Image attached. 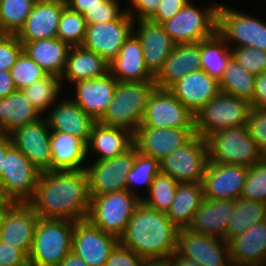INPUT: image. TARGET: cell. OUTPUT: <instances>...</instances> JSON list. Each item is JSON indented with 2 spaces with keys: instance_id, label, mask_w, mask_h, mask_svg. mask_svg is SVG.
<instances>
[{
  "instance_id": "1",
  "label": "cell",
  "mask_w": 266,
  "mask_h": 266,
  "mask_svg": "<svg viewBox=\"0 0 266 266\" xmlns=\"http://www.w3.org/2000/svg\"><path fill=\"white\" fill-rule=\"evenodd\" d=\"M91 196L86 170L41 172L29 202L40 218L87 219Z\"/></svg>"
},
{
  "instance_id": "2",
  "label": "cell",
  "mask_w": 266,
  "mask_h": 266,
  "mask_svg": "<svg viewBox=\"0 0 266 266\" xmlns=\"http://www.w3.org/2000/svg\"><path fill=\"white\" fill-rule=\"evenodd\" d=\"M178 231L166 213L140 202L119 242L145 260L169 259L177 250Z\"/></svg>"
},
{
  "instance_id": "3",
  "label": "cell",
  "mask_w": 266,
  "mask_h": 266,
  "mask_svg": "<svg viewBox=\"0 0 266 266\" xmlns=\"http://www.w3.org/2000/svg\"><path fill=\"white\" fill-rule=\"evenodd\" d=\"M156 88L154 81L147 82H118L113 99L100 124L124 128L133 134L141 125L147 101Z\"/></svg>"
},
{
  "instance_id": "4",
  "label": "cell",
  "mask_w": 266,
  "mask_h": 266,
  "mask_svg": "<svg viewBox=\"0 0 266 266\" xmlns=\"http://www.w3.org/2000/svg\"><path fill=\"white\" fill-rule=\"evenodd\" d=\"M74 222L68 219L39 218L28 255L29 266H59L72 252Z\"/></svg>"
},
{
  "instance_id": "5",
  "label": "cell",
  "mask_w": 266,
  "mask_h": 266,
  "mask_svg": "<svg viewBox=\"0 0 266 266\" xmlns=\"http://www.w3.org/2000/svg\"><path fill=\"white\" fill-rule=\"evenodd\" d=\"M140 202L141 197L127 189L91 196L87 219L102 231L120 238Z\"/></svg>"
},
{
  "instance_id": "6",
  "label": "cell",
  "mask_w": 266,
  "mask_h": 266,
  "mask_svg": "<svg viewBox=\"0 0 266 266\" xmlns=\"http://www.w3.org/2000/svg\"><path fill=\"white\" fill-rule=\"evenodd\" d=\"M206 140L209 160L215 163L250 167L265 156L249 135L246 125L218 131Z\"/></svg>"
},
{
  "instance_id": "7",
  "label": "cell",
  "mask_w": 266,
  "mask_h": 266,
  "mask_svg": "<svg viewBox=\"0 0 266 266\" xmlns=\"http://www.w3.org/2000/svg\"><path fill=\"white\" fill-rule=\"evenodd\" d=\"M251 110L250 103L244 99L220 92L195 114V131L202 138L247 123Z\"/></svg>"
},
{
  "instance_id": "8",
  "label": "cell",
  "mask_w": 266,
  "mask_h": 266,
  "mask_svg": "<svg viewBox=\"0 0 266 266\" xmlns=\"http://www.w3.org/2000/svg\"><path fill=\"white\" fill-rule=\"evenodd\" d=\"M41 172L13 145L4 157L0 195L7 203H29L36 191Z\"/></svg>"
},
{
  "instance_id": "9",
  "label": "cell",
  "mask_w": 266,
  "mask_h": 266,
  "mask_svg": "<svg viewBox=\"0 0 266 266\" xmlns=\"http://www.w3.org/2000/svg\"><path fill=\"white\" fill-rule=\"evenodd\" d=\"M219 3L200 10L188 2L171 19L162 23L166 33L176 44L198 43L217 32Z\"/></svg>"
},
{
  "instance_id": "10",
  "label": "cell",
  "mask_w": 266,
  "mask_h": 266,
  "mask_svg": "<svg viewBox=\"0 0 266 266\" xmlns=\"http://www.w3.org/2000/svg\"><path fill=\"white\" fill-rule=\"evenodd\" d=\"M209 161L207 140L195 134L186 144L163 158L160 171L178 183H202Z\"/></svg>"
},
{
  "instance_id": "11",
  "label": "cell",
  "mask_w": 266,
  "mask_h": 266,
  "mask_svg": "<svg viewBox=\"0 0 266 266\" xmlns=\"http://www.w3.org/2000/svg\"><path fill=\"white\" fill-rule=\"evenodd\" d=\"M217 33L235 47L266 51V24L262 20L220 5L217 11Z\"/></svg>"
},
{
  "instance_id": "12",
  "label": "cell",
  "mask_w": 266,
  "mask_h": 266,
  "mask_svg": "<svg viewBox=\"0 0 266 266\" xmlns=\"http://www.w3.org/2000/svg\"><path fill=\"white\" fill-rule=\"evenodd\" d=\"M140 126L195 128V115L169 89L155 88L147 101Z\"/></svg>"
},
{
  "instance_id": "13",
  "label": "cell",
  "mask_w": 266,
  "mask_h": 266,
  "mask_svg": "<svg viewBox=\"0 0 266 266\" xmlns=\"http://www.w3.org/2000/svg\"><path fill=\"white\" fill-rule=\"evenodd\" d=\"M134 19L125 12L119 19L105 23L87 24L82 46L111 63L130 34L135 31Z\"/></svg>"
},
{
  "instance_id": "14",
  "label": "cell",
  "mask_w": 266,
  "mask_h": 266,
  "mask_svg": "<svg viewBox=\"0 0 266 266\" xmlns=\"http://www.w3.org/2000/svg\"><path fill=\"white\" fill-rule=\"evenodd\" d=\"M134 160L135 145L121 155L86 166L90 196L125 190L127 174L132 169Z\"/></svg>"
},
{
  "instance_id": "15",
  "label": "cell",
  "mask_w": 266,
  "mask_h": 266,
  "mask_svg": "<svg viewBox=\"0 0 266 266\" xmlns=\"http://www.w3.org/2000/svg\"><path fill=\"white\" fill-rule=\"evenodd\" d=\"M119 238L94 226L88 219L74 222L72 252L89 266H105Z\"/></svg>"
},
{
  "instance_id": "16",
  "label": "cell",
  "mask_w": 266,
  "mask_h": 266,
  "mask_svg": "<svg viewBox=\"0 0 266 266\" xmlns=\"http://www.w3.org/2000/svg\"><path fill=\"white\" fill-rule=\"evenodd\" d=\"M177 251L201 266H232L228 242L186 228H179Z\"/></svg>"
},
{
  "instance_id": "17",
  "label": "cell",
  "mask_w": 266,
  "mask_h": 266,
  "mask_svg": "<svg viewBox=\"0 0 266 266\" xmlns=\"http://www.w3.org/2000/svg\"><path fill=\"white\" fill-rule=\"evenodd\" d=\"M248 167L208 161L202 189L204 198L236 201L241 197Z\"/></svg>"
},
{
  "instance_id": "18",
  "label": "cell",
  "mask_w": 266,
  "mask_h": 266,
  "mask_svg": "<svg viewBox=\"0 0 266 266\" xmlns=\"http://www.w3.org/2000/svg\"><path fill=\"white\" fill-rule=\"evenodd\" d=\"M50 127L45 117L9 133L12 145L40 171H51Z\"/></svg>"
},
{
  "instance_id": "19",
  "label": "cell",
  "mask_w": 266,
  "mask_h": 266,
  "mask_svg": "<svg viewBox=\"0 0 266 266\" xmlns=\"http://www.w3.org/2000/svg\"><path fill=\"white\" fill-rule=\"evenodd\" d=\"M39 216L30 203H6L0 241L29 255Z\"/></svg>"
},
{
  "instance_id": "20",
  "label": "cell",
  "mask_w": 266,
  "mask_h": 266,
  "mask_svg": "<svg viewBox=\"0 0 266 266\" xmlns=\"http://www.w3.org/2000/svg\"><path fill=\"white\" fill-rule=\"evenodd\" d=\"M196 134L195 128H149L139 126L134 134L137 150L159 162Z\"/></svg>"
},
{
  "instance_id": "21",
  "label": "cell",
  "mask_w": 266,
  "mask_h": 266,
  "mask_svg": "<svg viewBox=\"0 0 266 266\" xmlns=\"http://www.w3.org/2000/svg\"><path fill=\"white\" fill-rule=\"evenodd\" d=\"M65 7V0H37L16 37L19 41L57 37L60 16Z\"/></svg>"
},
{
  "instance_id": "22",
  "label": "cell",
  "mask_w": 266,
  "mask_h": 266,
  "mask_svg": "<svg viewBox=\"0 0 266 266\" xmlns=\"http://www.w3.org/2000/svg\"><path fill=\"white\" fill-rule=\"evenodd\" d=\"M137 21L139 29L136 35L140 39L144 62L148 71L156 77L174 50L176 43L166 33L162 24L149 19Z\"/></svg>"
},
{
  "instance_id": "23",
  "label": "cell",
  "mask_w": 266,
  "mask_h": 266,
  "mask_svg": "<svg viewBox=\"0 0 266 266\" xmlns=\"http://www.w3.org/2000/svg\"><path fill=\"white\" fill-rule=\"evenodd\" d=\"M118 80L110 73L94 79L74 82L76 97L72 100L98 122L110 105Z\"/></svg>"
},
{
  "instance_id": "24",
  "label": "cell",
  "mask_w": 266,
  "mask_h": 266,
  "mask_svg": "<svg viewBox=\"0 0 266 266\" xmlns=\"http://www.w3.org/2000/svg\"><path fill=\"white\" fill-rule=\"evenodd\" d=\"M169 91L194 115L221 92L219 81L203 70L189 72L175 82Z\"/></svg>"
},
{
  "instance_id": "25",
  "label": "cell",
  "mask_w": 266,
  "mask_h": 266,
  "mask_svg": "<svg viewBox=\"0 0 266 266\" xmlns=\"http://www.w3.org/2000/svg\"><path fill=\"white\" fill-rule=\"evenodd\" d=\"M232 266L266 265V220L228 241Z\"/></svg>"
},
{
  "instance_id": "26",
  "label": "cell",
  "mask_w": 266,
  "mask_h": 266,
  "mask_svg": "<svg viewBox=\"0 0 266 266\" xmlns=\"http://www.w3.org/2000/svg\"><path fill=\"white\" fill-rule=\"evenodd\" d=\"M234 212V201L204 198L186 229L224 239Z\"/></svg>"
},
{
  "instance_id": "27",
  "label": "cell",
  "mask_w": 266,
  "mask_h": 266,
  "mask_svg": "<svg viewBox=\"0 0 266 266\" xmlns=\"http://www.w3.org/2000/svg\"><path fill=\"white\" fill-rule=\"evenodd\" d=\"M109 73L118 82H147L155 77L144 62L140 39L133 31L120 48L118 56L109 63Z\"/></svg>"
},
{
  "instance_id": "28",
  "label": "cell",
  "mask_w": 266,
  "mask_h": 266,
  "mask_svg": "<svg viewBox=\"0 0 266 266\" xmlns=\"http://www.w3.org/2000/svg\"><path fill=\"white\" fill-rule=\"evenodd\" d=\"M201 70L200 42L176 44L155 77L156 88L169 89L189 72Z\"/></svg>"
},
{
  "instance_id": "29",
  "label": "cell",
  "mask_w": 266,
  "mask_h": 266,
  "mask_svg": "<svg viewBox=\"0 0 266 266\" xmlns=\"http://www.w3.org/2000/svg\"><path fill=\"white\" fill-rule=\"evenodd\" d=\"M52 108L46 118L51 131L67 133L89 142L96 121L86 114L72 99L64 100Z\"/></svg>"
},
{
  "instance_id": "30",
  "label": "cell",
  "mask_w": 266,
  "mask_h": 266,
  "mask_svg": "<svg viewBox=\"0 0 266 266\" xmlns=\"http://www.w3.org/2000/svg\"><path fill=\"white\" fill-rule=\"evenodd\" d=\"M49 149L51 171L86 170L87 167H84L81 163L88 154L87 143L80 137L51 131Z\"/></svg>"
},
{
  "instance_id": "31",
  "label": "cell",
  "mask_w": 266,
  "mask_h": 266,
  "mask_svg": "<svg viewBox=\"0 0 266 266\" xmlns=\"http://www.w3.org/2000/svg\"><path fill=\"white\" fill-rule=\"evenodd\" d=\"M23 51L47 74L61 77L70 46L57 37L35 41H20Z\"/></svg>"
},
{
  "instance_id": "32",
  "label": "cell",
  "mask_w": 266,
  "mask_h": 266,
  "mask_svg": "<svg viewBox=\"0 0 266 266\" xmlns=\"http://www.w3.org/2000/svg\"><path fill=\"white\" fill-rule=\"evenodd\" d=\"M134 145V134L124 128L105 126L96 122L93 125L87 151L98 152L96 160H106L125 153Z\"/></svg>"
},
{
  "instance_id": "33",
  "label": "cell",
  "mask_w": 266,
  "mask_h": 266,
  "mask_svg": "<svg viewBox=\"0 0 266 266\" xmlns=\"http://www.w3.org/2000/svg\"><path fill=\"white\" fill-rule=\"evenodd\" d=\"M109 73V63L95 52L83 46L70 47L61 79L74 83L100 78Z\"/></svg>"
},
{
  "instance_id": "34",
  "label": "cell",
  "mask_w": 266,
  "mask_h": 266,
  "mask_svg": "<svg viewBox=\"0 0 266 266\" xmlns=\"http://www.w3.org/2000/svg\"><path fill=\"white\" fill-rule=\"evenodd\" d=\"M41 116L22 90H16L0 98V132L9 134L16 128L38 120Z\"/></svg>"
},
{
  "instance_id": "35",
  "label": "cell",
  "mask_w": 266,
  "mask_h": 266,
  "mask_svg": "<svg viewBox=\"0 0 266 266\" xmlns=\"http://www.w3.org/2000/svg\"><path fill=\"white\" fill-rule=\"evenodd\" d=\"M203 200L202 183H179L166 216L178 228H186Z\"/></svg>"
},
{
  "instance_id": "36",
  "label": "cell",
  "mask_w": 266,
  "mask_h": 266,
  "mask_svg": "<svg viewBox=\"0 0 266 266\" xmlns=\"http://www.w3.org/2000/svg\"><path fill=\"white\" fill-rule=\"evenodd\" d=\"M256 76L245 70L231 57L219 80L221 92L244 99L249 103L253 100Z\"/></svg>"
},
{
  "instance_id": "37",
  "label": "cell",
  "mask_w": 266,
  "mask_h": 266,
  "mask_svg": "<svg viewBox=\"0 0 266 266\" xmlns=\"http://www.w3.org/2000/svg\"><path fill=\"white\" fill-rule=\"evenodd\" d=\"M227 45L228 43L217 32L210 38L200 41L201 70L217 81L221 79L232 57Z\"/></svg>"
},
{
  "instance_id": "38",
  "label": "cell",
  "mask_w": 266,
  "mask_h": 266,
  "mask_svg": "<svg viewBox=\"0 0 266 266\" xmlns=\"http://www.w3.org/2000/svg\"><path fill=\"white\" fill-rule=\"evenodd\" d=\"M266 220V204L239 198L234 201V212L228 223L226 242L240 235L250 226Z\"/></svg>"
},
{
  "instance_id": "39",
  "label": "cell",
  "mask_w": 266,
  "mask_h": 266,
  "mask_svg": "<svg viewBox=\"0 0 266 266\" xmlns=\"http://www.w3.org/2000/svg\"><path fill=\"white\" fill-rule=\"evenodd\" d=\"M61 77L47 74L22 91L28 101L42 114L56 101L61 91Z\"/></svg>"
},
{
  "instance_id": "40",
  "label": "cell",
  "mask_w": 266,
  "mask_h": 266,
  "mask_svg": "<svg viewBox=\"0 0 266 266\" xmlns=\"http://www.w3.org/2000/svg\"><path fill=\"white\" fill-rule=\"evenodd\" d=\"M178 184L171 176L160 171L151 183L149 197L141 198V202L159 212L167 213L175 198Z\"/></svg>"
},
{
  "instance_id": "41",
  "label": "cell",
  "mask_w": 266,
  "mask_h": 266,
  "mask_svg": "<svg viewBox=\"0 0 266 266\" xmlns=\"http://www.w3.org/2000/svg\"><path fill=\"white\" fill-rule=\"evenodd\" d=\"M37 0H0V33L16 34Z\"/></svg>"
},
{
  "instance_id": "42",
  "label": "cell",
  "mask_w": 266,
  "mask_h": 266,
  "mask_svg": "<svg viewBox=\"0 0 266 266\" xmlns=\"http://www.w3.org/2000/svg\"><path fill=\"white\" fill-rule=\"evenodd\" d=\"M87 30V21L83 14L72 11L67 6L62 10L57 38L70 47L82 46Z\"/></svg>"
},
{
  "instance_id": "43",
  "label": "cell",
  "mask_w": 266,
  "mask_h": 266,
  "mask_svg": "<svg viewBox=\"0 0 266 266\" xmlns=\"http://www.w3.org/2000/svg\"><path fill=\"white\" fill-rule=\"evenodd\" d=\"M160 172L157 159L141 154L135 146V160L132 169L127 174L126 189L131 192V186L139 183L145 185L149 191L154 177Z\"/></svg>"
},
{
  "instance_id": "44",
  "label": "cell",
  "mask_w": 266,
  "mask_h": 266,
  "mask_svg": "<svg viewBox=\"0 0 266 266\" xmlns=\"http://www.w3.org/2000/svg\"><path fill=\"white\" fill-rule=\"evenodd\" d=\"M9 71L17 90H23L47 75L24 51L20 53Z\"/></svg>"
},
{
  "instance_id": "45",
  "label": "cell",
  "mask_w": 266,
  "mask_h": 266,
  "mask_svg": "<svg viewBox=\"0 0 266 266\" xmlns=\"http://www.w3.org/2000/svg\"><path fill=\"white\" fill-rule=\"evenodd\" d=\"M240 198L266 204V156L248 167L246 182Z\"/></svg>"
},
{
  "instance_id": "46",
  "label": "cell",
  "mask_w": 266,
  "mask_h": 266,
  "mask_svg": "<svg viewBox=\"0 0 266 266\" xmlns=\"http://www.w3.org/2000/svg\"><path fill=\"white\" fill-rule=\"evenodd\" d=\"M231 52L232 57L255 76L266 71V51L251 47H235Z\"/></svg>"
},
{
  "instance_id": "47",
  "label": "cell",
  "mask_w": 266,
  "mask_h": 266,
  "mask_svg": "<svg viewBox=\"0 0 266 266\" xmlns=\"http://www.w3.org/2000/svg\"><path fill=\"white\" fill-rule=\"evenodd\" d=\"M246 126L257 147L266 156V108H251Z\"/></svg>"
},
{
  "instance_id": "48",
  "label": "cell",
  "mask_w": 266,
  "mask_h": 266,
  "mask_svg": "<svg viewBox=\"0 0 266 266\" xmlns=\"http://www.w3.org/2000/svg\"><path fill=\"white\" fill-rule=\"evenodd\" d=\"M117 0H106L101 6H94L83 13L87 24L105 23L119 19L126 9L120 11Z\"/></svg>"
},
{
  "instance_id": "49",
  "label": "cell",
  "mask_w": 266,
  "mask_h": 266,
  "mask_svg": "<svg viewBox=\"0 0 266 266\" xmlns=\"http://www.w3.org/2000/svg\"><path fill=\"white\" fill-rule=\"evenodd\" d=\"M23 51L15 34L0 33V71H9Z\"/></svg>"
},
{
  "instance_id": "50",
  "label": "cell",
  "mask_w": 266,
  "mask_h": 266,
  "mask_svg": "<svg viewBox=\"0 0 266 266\" xmlns=\"http://www.w3.org/2000/svg\"><path fill=\"white\" fill-rule=\"evenodd\" d=\"M145 259L120 242L111 251L105 266H142Z\"/></svg>"
},
{
  "instance_id": "51",
  "label": "cell",
  "mask_w": 266,
  "mask_h": 266,
  "mask_svg": "<svg viewBox=\"0 0 266 266\" xmlns=\"http://www.w3.org/2000/svg\"><path fill=\"white\" fill-rule=\"evenodd\" d=\"M0 266H29L28 256L21 249L0 241Z\"/></svg>"
},
{
  "instance_id": "52",
  "label": "cell",
  "mask_w": 266,
  "mask_h": 266,
  "mask_svg": "<svg viewBox=\"0 0 266 266\" xmlns=\"http://www.w3.org/2000/svg\"><path fill=\"white\" fill-rule=\"evenodd\" d=\"M189 0H161L157 11L149 20L162 24L177 14Z\"/></svg>"
},
{
  "instance_id": "53",
  "label": "cell",
  "mask_w": 266,
  "mask_h": 266,
  "mask_svg": "<svg viewBox=\"0 0 266 266\" xmlns=\"http://www.w3.org/2000/svg\"><path fill=\"white\" fill-rule=\"evenodd\" d=\"M130 2L131 9L128 8L126 12L134 20H143L149 19L157 11L161 0H130Z\"/></svg>"
},
{
  "instance_id": "54",
  "label": "cell",
  "mask_w": 266,
  "mask_h": 266,
  "mask_svg": "<svg viewBox=\"0 0 266 266\" xmlns=\"http://www.w3.org/2000/svg\"><path fill=\"white\" fill-rule=\"evenodd\" d=\"M251 108H266V71L256 75Z\"/></svg>"
},
{
  "instance_id": "55",
  "label": "cell",
  "mask_w": 266,
  "mask_h": 266,
  "mask_svg": "<svg viewBox=\"0 0 266 266\" xmlns=\"http://www.w3.org/2000/svg\"><path fill=\"white\" fill-rule=\"evenodd\" d=\"M106 0H65L66 6L72 11L83 14L87 9L101 6Z\"/></svg>"
},
{
  "instance_id": "56",
  "label": "cell",
  "mask_w": 266,
  "mask_h": 266,
  "mask_svg": "<svg viewBox=\"0 0 266 266\" xmlns=\"http://www.w3.org/2000/svg\"><path fill=\"white\" fill-rule=\"evenodd\" d=\"M16 90L10 71H0V98L8 96Z\"/></svg>"
},
{
  "instance_id": "57",
  "label": "cell",
  "mask_w": 266,
  "mask_h": 266,
  "mask_svg": "<svg viewBox=\"0 0 266 266\" xmlns=\"http://www.w3.org/2000/svg\"><path fill=\"white\" fill-rule=\"evenodd\" d=\"M12 146L11 138L9 134L0 132V179L2 175V168L4 164V157L7 150Z\"/></svg>"
},
{
  "instance_id": "58",
  "label": "cell",
  "mask_w": 266,
  "mask_h": 266,
  "mask_svg": "<svg viewBox=\"0 0 266 266\" xmlns=\"http://www.w3.org/2000/svg\"><path fill=\"white\" fill-rule=\"evenodd\" d=\"M173 266H201L196 261L182 256L177 250L170 257Z\"/></svg>"
},
{
  "instance_id": "59",
  "label": "cell",
  "mask_w": 266,
  "mask_h": 266,
  "mask_svg": "<svg viewBox=\"0 0 266 266\" xmlns=\"http://www.w3.org/2000/svg\"><path fill=\"white\" fill-rule=\"evenodd\" d=\"M59 266H89L82 258L70 252Z\"/></svg>"
},
{
  "instance_id": "60",
  "label": "cell",
  "mask_w": 266,
  "mask_h": 266,
  "mask_svg": "<svg viewBox=\"0 0 266 266\" xmlns=\"http://www.w3.org/2000/svg\"><path fill=\"white\" fill-rule=\"evenodd\" d=\"M142 266H173L171 259L145 260Z\"/></svg>"
},
{
  "instance_id": "61",
  "label": "cell",
  "mask_w": 266,
  "mask_h": 266,
  "mask_svg": "<svg viewBox=\"0 0 266 266\" xmlns=\"http://www.w3.org/2000/svg\"><path fill=\"white\" fill-rule=\"evenodd\" d=\"M3 215H4V206L0 209V238L2 232Z\"/></svg>"
},
{
  "instance_id": "62",
  "label": "cell",
  "mask_w": 266,
  "mask_h": 266,
  "mask_svg": "<svg viewBox=\"0 0 266 266\" xmlns=\"http://www.w3.org/2000/svg\"><path fill=\"white\" fill-rule=\"evenodd\" d=\"M7 202L3 199V197L0 195V209L6 204Z\"/></svg>"
}]
</instances>
